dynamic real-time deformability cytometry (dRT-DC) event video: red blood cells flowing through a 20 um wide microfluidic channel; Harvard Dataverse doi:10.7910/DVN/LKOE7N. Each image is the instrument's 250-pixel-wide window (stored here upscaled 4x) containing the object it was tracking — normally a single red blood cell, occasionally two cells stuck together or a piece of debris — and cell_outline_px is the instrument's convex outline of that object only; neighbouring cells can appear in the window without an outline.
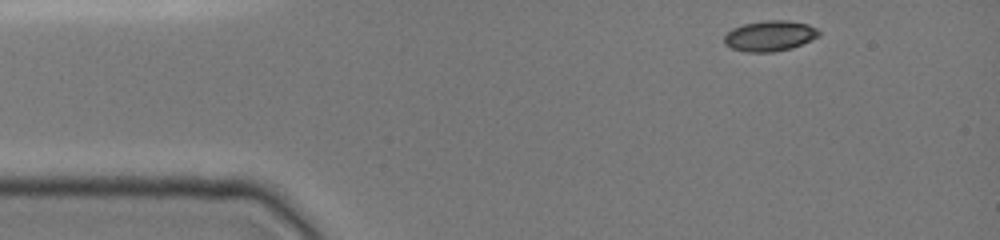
{"species": "common noctule bat (a hibernating species)", "species_latin": "Nyctalus noctula", "temperature_condition": "cold", "stored_images_in_passage": 38, "camera_frame_rate_fps": 3000, "um_per_image_px": 0.085, "animal": {"sex": "female", "body_mass_g": 19.0, "forearm_length_mm": 51.5}, "frame": {"image": 1, "passage_image": 1, "time_ms": 0.0, "image_size_px": [1000, 240], "cell_outline_px": [[820, 36], [812, 40], [792, 48], [772, 52], [748, 52], [732, 48], [724, 44], [724, 36], [732, 28], [744, 24], [764, 20], [788, 20], [808, 24], [816, 28], [820, 32]], "centroid_in_image_um": [65.45, 3.04], "position_along_channel_um": 19.5, "area_um2": 16.94}}
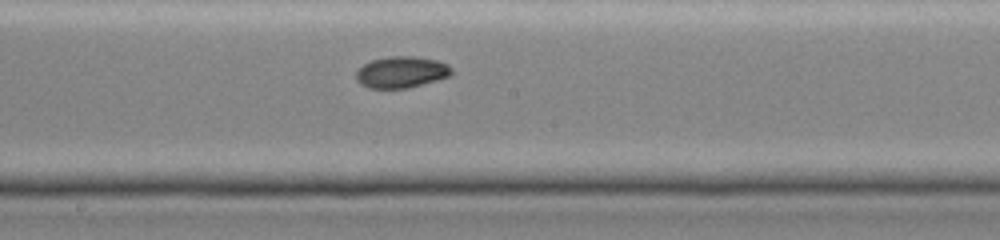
{"frame": {"image": 2, "passage_image": 21, "time_ms": 6.667, "image_size_px": [1000, 240], "cell_outline_px": [[452, 72], [448, 76], [436, 80], [408, 88], [368, 88], [360, 84], [356, 80], [356, 72], [364, 64], [372, 60], [388, 56], [416, 56], [436, 60], [448, 64], [452, 68]], "centroid_in_image_um": [34.1, 6.12], "position_along_channel_um": 214.1, "area_um2": 17.46}}
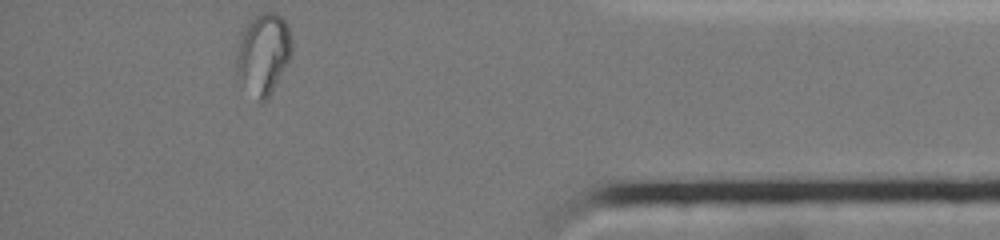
{"frame": {"image": 3, "passage_image": 38, "time_ms": 12.333, "image_size_px": [1000, 240], "cell_outline_px": [[292, 56], [268, 100], [256, 100], [236, 84], [236, 56], [240, 36], [248, 20], [264, 12], [276, 12], [288, 24], [292, 40]], "centroid_in_image_um": [22.35, 4.64], "position_along_channel_um": 412.8, "area_um2": 27.17}, "authors_computed_cell_mechanics": {"area_um2": 17.4845, "velocity_mm_per_s": 3.9595, "shape_relaxation_time_tau1_ms": null, "shape_relaxation_time_tau2_ms": 1.8425, "deformation_change_tau1": null, "deformation_change_tau2": 0.0301}}